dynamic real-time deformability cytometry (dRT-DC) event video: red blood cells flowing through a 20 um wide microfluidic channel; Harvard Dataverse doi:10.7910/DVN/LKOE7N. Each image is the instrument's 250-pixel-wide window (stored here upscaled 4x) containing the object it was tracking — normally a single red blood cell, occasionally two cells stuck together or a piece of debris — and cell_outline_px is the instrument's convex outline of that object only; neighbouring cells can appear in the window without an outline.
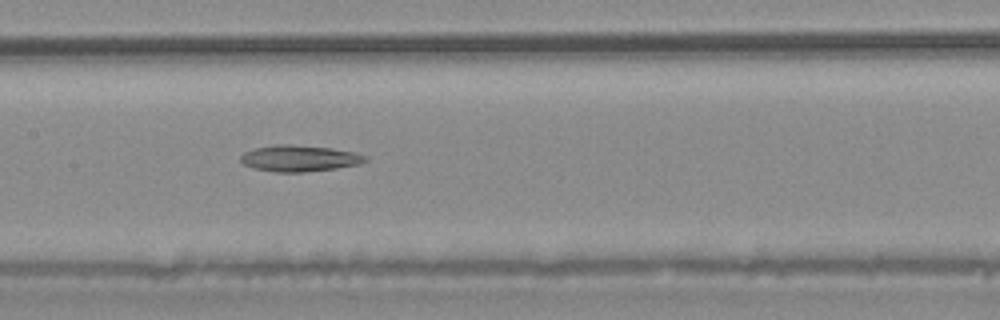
{"species": "common noctule bat (a hibernating species)", "species_latin": "Nyctalus noctula", "temperature_condition": "warm", "stored_images_in_passage": 41, "camera_frame_rate_fps": 3000, "um_per_image_px": 0.085, "animal": {"sex": "male", "body_mass_g": 20.4}, "frame": {"image": 1, "passage_image": 18, "time_ms": 5.667, "image_size_px": [1000, 320], "cell_outline_px": [[368, 160], [360, 164], [336, 168], [304, 172], [276, 172], [252, 168], [244, 164], [240, 160], [240, 156], [244, 152], [256, 148], [276, 144], [288, 144], [332, 148], [356, 152], [368, 156]], "centroid_in_image_um": [25.47, 13.46], "position_along_channel_um": 181.9, "area_um2": 19.19}}
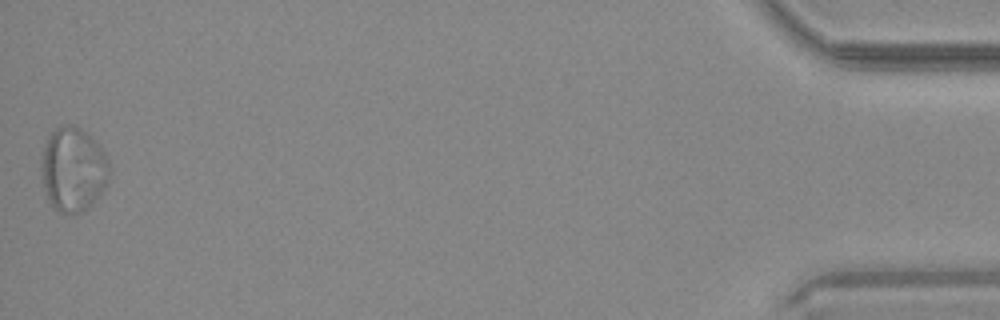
{"frame": {"image": 2, "passage_image": 41, "time_ms": 13.333, "image_size_px": [1000, 320], "cell_outline_px": [[112, 176], [108, 184], [80, 212], [60, 212], [52, 208], [48, 200], [44, 188], [44, 148], [52, 132], [56, 128], [68, 124], [72, 124], [80, 128], [92, 136], [104, 152], [112, 168]], "centroid_in_image_um": [6.29, 14.37], "position_along_channel_um": 428.9, "area_um2": 32.71}}